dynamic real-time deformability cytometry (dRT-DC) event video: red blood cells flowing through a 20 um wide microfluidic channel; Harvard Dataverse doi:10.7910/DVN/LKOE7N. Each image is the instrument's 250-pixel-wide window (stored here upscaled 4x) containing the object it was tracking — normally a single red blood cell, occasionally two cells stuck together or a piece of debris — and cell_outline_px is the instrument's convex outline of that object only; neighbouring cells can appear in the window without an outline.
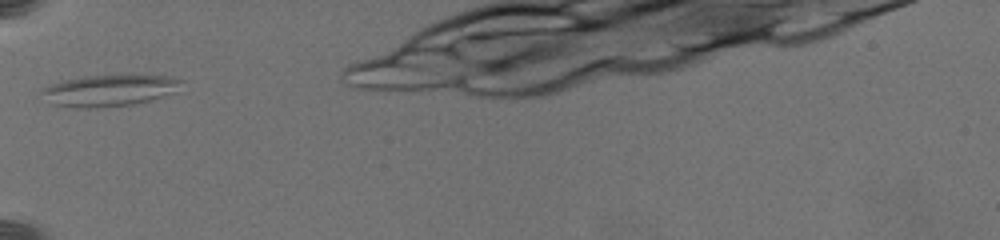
{"species": "common noctule bat (a hibernating species)", "species_latin": "Nyctalus noctula", "temperature_condition": "warm", "stored_images_in_passage": 8, "camera_frame_rate_fps": 3000, "um_per_image_px": 0.085, "animal": {"sex": "female", "body_mass_g": 19.5, "forearm_length_mm": 54.1}, "frame": {"image": 1, "passage_image": 1, "time_ms": 0.0, "image_size_px": [1000, 240], "cell_outline_px": [[184, 80], [172, 92], [148, 100], [132, 104], [96, 108], [84, 108], [56, 104], [40, 92], [44, 88], [52, 84], [64, 80], [84, 76], [120, 72], [136, 72], [168, 76]], "centroid_in_image_um": [9.37, 7.61], "position_along_channel_um": 75.6, "area_um2": 25.95}}
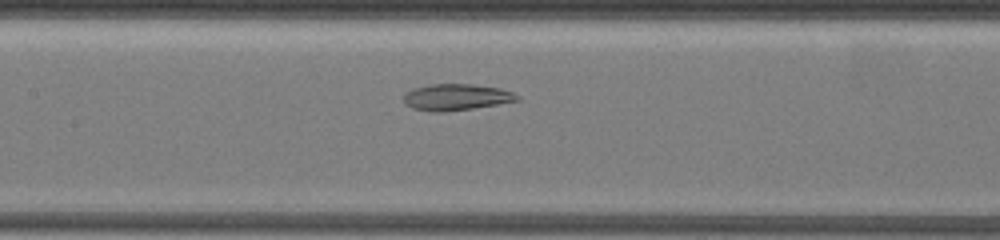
{"frame": {"image": 2, "passage_image": 5, "time_ms": 2.667, "image_size_px": [1000, 240], "cell_outline_px": [[520, 100], [472, 108], [444, 112], [432, 112], [412, 108], [404, 104], [404, 92], [412, 88], [432, 84], [472, 84], [500, 88], [512, 92], [520, 96]], "centroid_in_image_um": [38.74, 8.25], "position_along_channel_um": 168.7, "area_um2": 17.51}}
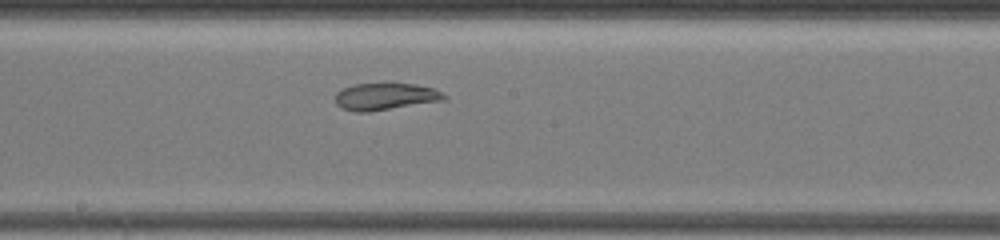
{"frame": {"image": 3, "passage_image": 7, "time_ms": 4.0, "image_size_px": [1000, 240], "cell_outline_px": [[448, 96], [444, 100], [368, 112], [356, 112], [340, 108], [336, 104], [336, 92], [352, 84], [388, 80], [412, 84], [432, 88]], "centroid_in_image_um": [32.71, 8.16], "position_along_channel_um": 215.5, "area_um2": 17.74}}